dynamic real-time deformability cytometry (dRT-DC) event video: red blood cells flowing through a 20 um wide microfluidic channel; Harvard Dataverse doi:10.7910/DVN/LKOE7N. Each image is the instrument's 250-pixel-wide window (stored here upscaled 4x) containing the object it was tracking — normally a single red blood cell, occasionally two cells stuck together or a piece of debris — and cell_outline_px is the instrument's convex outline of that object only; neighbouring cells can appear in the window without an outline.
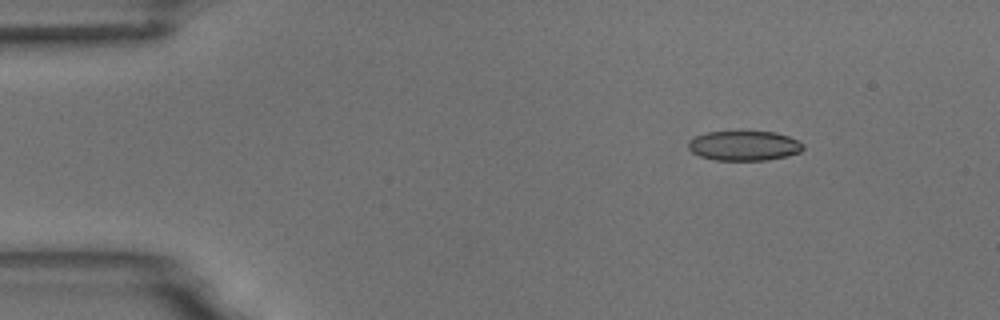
{"species": "common noctule bat (a hibernating species)", "species_latin": "Nyctalus noctula", "temperature_condition": "room temperature", "stored_images_in_passage": 53, "camera_frame_rate_fps": 3000, "um_per_image_px": 0.085, "animal": {"sex": "male", "body_mass_g": 18.8}, "frame": {"image": 1, "passage_image": 6, "time_ms": 1.667, "image_size_px": [1000, 320], "cell_outline_px": [[804, 148], [800, 152], [788, 156], [768, 160], [716, 160], [700, 156], [692, 152], [688, 148], [688, 140], [696, 136], [708, 132], [776, 132], [788, 136], [804, 144]], "centroid_in_image_um": [63.26, 12.39], "position_along_channel_um": 21.7, "area_um2": 19.88}}
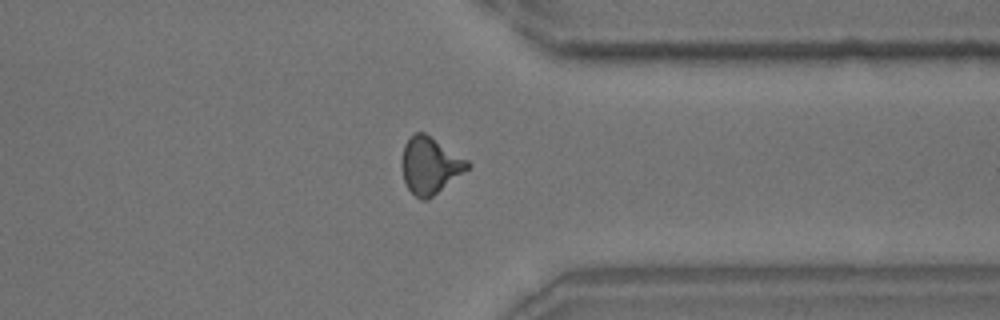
{"frame": {"image": 2, "passage_image": 41, "time_ms": 13.333, "image_size_px": [1000, 320], "cell_outline_px": [[472, 164], [468, 168], [428, 200], [420, 200], [408, 188], [404, 180], [400, 164], [400, 160], [404, 144], [416, 132], [424, 132], [468, 160]], "centroid_in_image_um": [36.52, 14.06], "position_along_channel_um": 374.9, "area_um2": 21.56}}
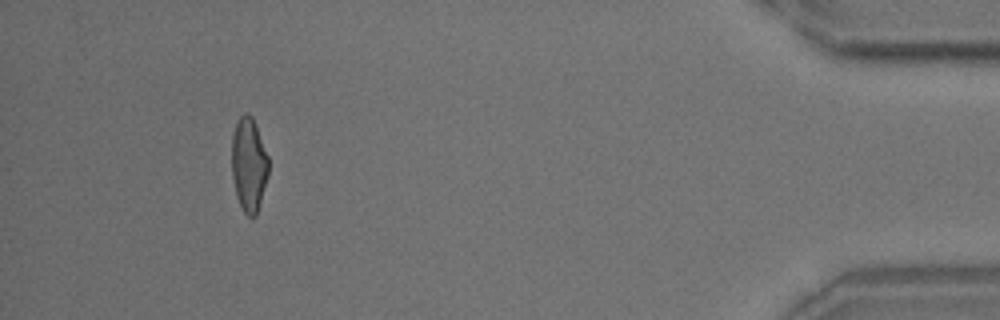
{"frame": {"image": 3, "passage_image": 49, "time_ms": 16.0, "image_size_px": [1000, 320], "cell_outline_px": [[268, 176], [256, 216], [248, 216], [244, 212], [236, 196], [232, 176], [232, 136], [236, 120], [244, 112], [252, 116], [256, 124], [268, 156]], "centroid_in_image_um": [21.14, 13.96], "position_along_channel_um": 414.1, "area_um2": 20.23}, "authors_computed_cell_mechanics": {"area_um2": 20.7502, "velocity_mm_per_s": 3.7327, "shape_relaxation_time_tau1_ms": 5.3548, "shape_relaxation_time_tau2_ms": 1.9453, "deformation_change_tau1": 0.1551, "deformation_change_tau2": 0.0856}}